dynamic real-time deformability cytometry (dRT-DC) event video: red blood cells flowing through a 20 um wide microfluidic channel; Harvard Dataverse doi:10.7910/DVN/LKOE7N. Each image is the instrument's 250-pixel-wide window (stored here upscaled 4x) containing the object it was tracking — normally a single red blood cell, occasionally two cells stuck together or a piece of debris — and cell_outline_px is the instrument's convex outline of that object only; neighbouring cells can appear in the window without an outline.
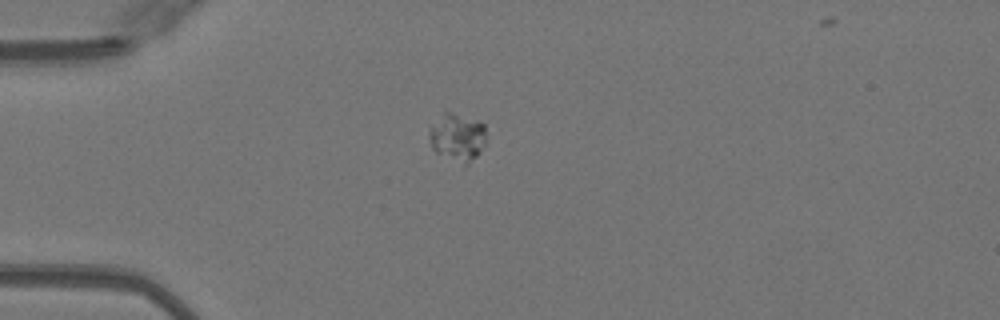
{"species": "Egyptian fruit bat (a non-hibernating species)", "species_latin": "Rousettus aegyptiacus", "temperature_condition": "warm", "stored_images_in_passage": 38, "camera_frame_rate_fps": 3000, "um_per_image_px": 0.085, "animal": {"sex": "female"}, "frame": {"image": 1, "passage_image": 1, "time_ms": 0.0, "image_size_px": [1000, 320], "cell_outline_px": [[488, 136], [480, 152], [464, 168], [436, 152], [432, 148], [428, 136], [428, 132], [444, 112], [448, 112], [476, 120], [484, 124]], "centroid_in_image_um": [38.91, 11.73], "position_along_channel_um": 46.1, "area_um2": 16.01}}
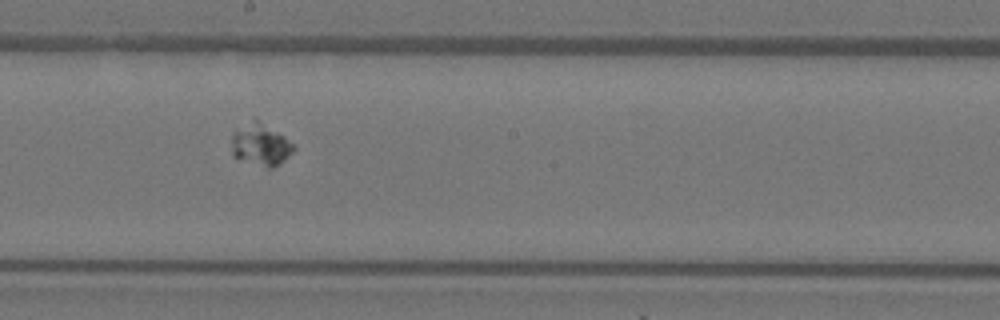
{"frame": {"image": 2, "passage_image": 16, "time_ms": 5.0, "image_size_px": [1000, 320], "cell_outline_px": [[296, 148], [284, 160], [272, 168], [268, 168], [232, 156], [232, 132], [236, 128], [252, 120], [256, 120], [284, 136], [296, 144]], "centroid_in_image_um": [22.15, 12.3], "position_along_channel_um": 226.0, "area_um2": 14.97}}
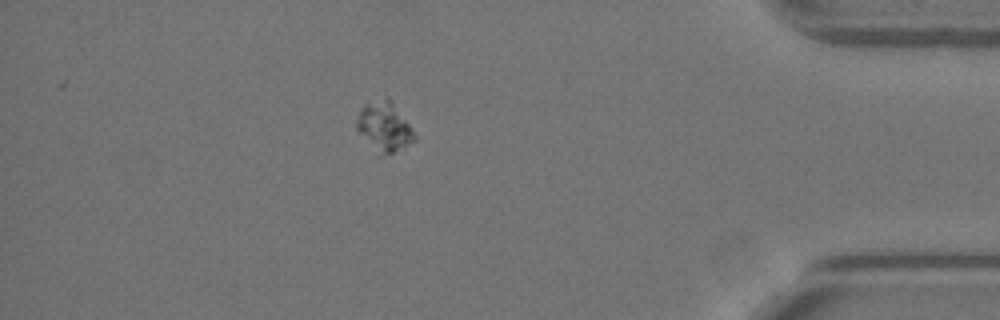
{"frame": {"image": 3, "passage_image": 32, "time_ms": 10.333, "image_size_px": [1000, 320], "cell_outline_px": [[416, 140], [392, 152], [376, 156], [356, 128], [356, 120], [364, 104], [388, 96], [408, 124], [416, 136]], "centroid_in_image_um": [32.62, 10.79], "position_along_channel_um": 402.6, "area_um2": 16.42}}